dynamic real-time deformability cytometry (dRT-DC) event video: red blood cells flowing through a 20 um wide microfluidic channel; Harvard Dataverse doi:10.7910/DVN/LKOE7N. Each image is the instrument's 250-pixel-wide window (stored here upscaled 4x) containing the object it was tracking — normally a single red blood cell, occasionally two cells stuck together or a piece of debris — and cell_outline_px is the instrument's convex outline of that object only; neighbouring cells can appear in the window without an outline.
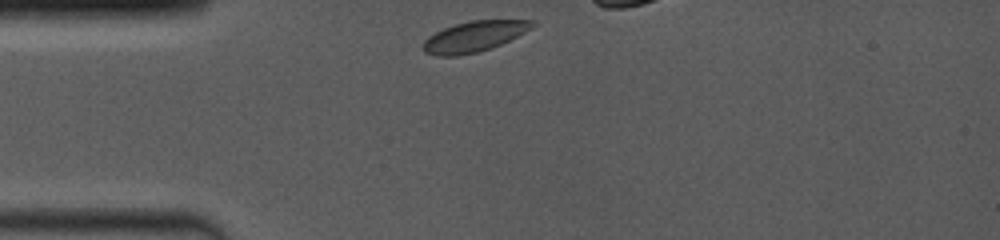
{"species": "common noctule bat (a hibernating species)", "species_latin": "Nyctalus noctula", "temperature_condition": "room temperature", "stored_images_in_passage": 28, "camera_frame_rate_fps": 4000, "um_per_image_px": 0.085, "animal": {"sex": "female", "body_mass_g": 19.0, "forearm_length_mm": 53.3}, "frame": {"image": 1, "passage_image": 1, "time_ms": 0.0, "image_size_px": [1000, 240], "cell_outline_px": [[536, 24], [532, 28], [500, 44], [476, 52], [456, 56], [436, 56], [424, 52], [420, 48], [420, 44], [428, 36], [444, 28], [456, 24], [472, 20], [536, 20]], "centroid_in_image_um": [40.24, 3.1], "position_along_channel_um": 44.8, "area_um2": 19.36}}
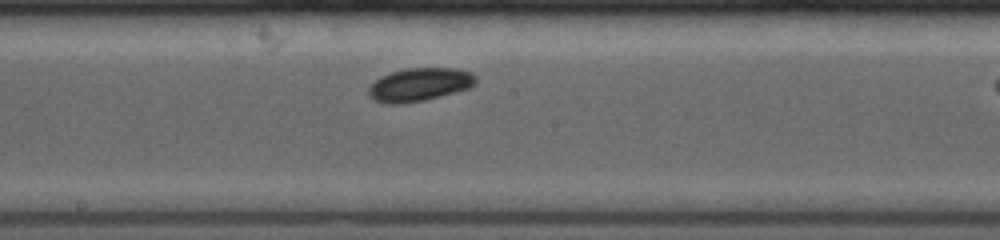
{"frame": {"image": 2, "passage_image": 14, "time_ms": 4.75, "image_size_px": [1000, 240], "cell_outline_px": [[476, 84], [468, 88], [440, 96], [424, 100], [400, 104], [384, 104], [368, 96], [368, 88], [380, 76], [404, 68], [460, 68], [472, 72], [476, 76]], "centroid_in_image_um": [35.66, 7.18], "position_along_channel_um": 212.5, "area_um2": 20.87}}
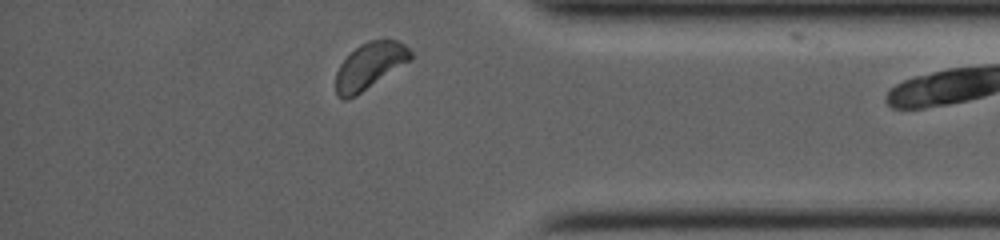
{"frame": {"image": 3, "passage_image": 27, "time_ms": 9.75, "image_size_px": [1000, 240], "cell_outline_px": [[412, 60], [356, 96], [348, 100], [344, 100], [336, 96], [336, 72], [340, 64], [360, 44], [368, 40], [384, 36], [396, 40], [404, 44], [412, 52]], "centroid_in_image_um": [31.45, 5.58], "position_along_channel_um": 403.7, "area_um2": 20.69}}